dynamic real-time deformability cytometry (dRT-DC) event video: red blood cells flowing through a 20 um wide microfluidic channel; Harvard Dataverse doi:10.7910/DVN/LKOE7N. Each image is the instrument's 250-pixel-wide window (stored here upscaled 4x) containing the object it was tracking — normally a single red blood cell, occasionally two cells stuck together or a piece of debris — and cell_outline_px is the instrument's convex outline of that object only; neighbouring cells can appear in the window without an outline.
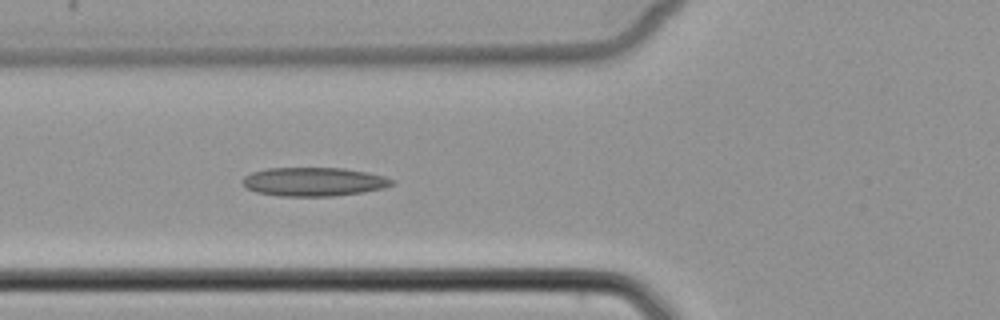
{"species": "common noctule bat (a hibernating species)", "species_latin": "Nyctalus noctula", "temperature_condition": "cold", "stored_images_in_passage": 5, "camera_frame_rate_fps": 3000, "um_per_image_px": 0.085, "animal": {"sex": "female", "body_mass_g": 22.7, "forearm_length_mm": 54.2}, "frame": {"image": 1, "passage_image": 5, "time_ms": 6.667, "image_size_px": [1000, 320], "cell_outline_px": [[396, 180], [392, 184], [384, 188], [364, 192], [332, 196], [280, 196], [256, 192], [248, 188], [244, 184], [244, 176], [252, 172], [264, 168], [344, 168], [384, 176]], "centroid_in_image_um": [26.68, 15.45], "position_along_channel_um": 99.1, "area_um2": 24.91}}